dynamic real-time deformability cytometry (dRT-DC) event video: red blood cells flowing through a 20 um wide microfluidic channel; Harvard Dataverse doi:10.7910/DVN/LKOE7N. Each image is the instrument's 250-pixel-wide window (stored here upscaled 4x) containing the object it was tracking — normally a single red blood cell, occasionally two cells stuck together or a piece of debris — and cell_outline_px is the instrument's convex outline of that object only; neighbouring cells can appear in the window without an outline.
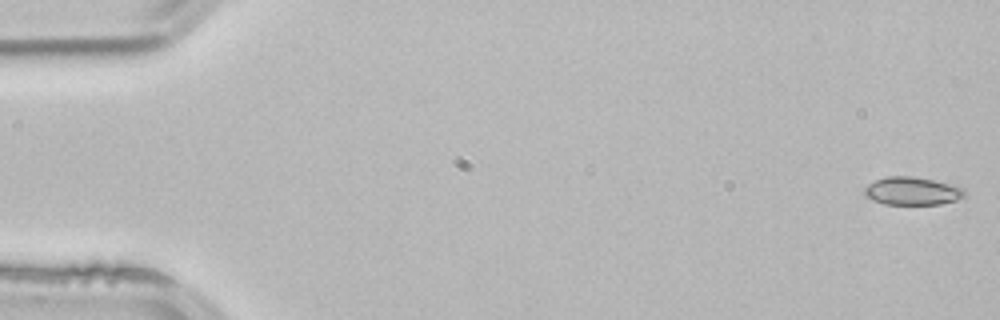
{"species": "common noctule bat (a hibernating species)", "species_latin": "Nyctalus noctula", "temperature_condition": "room temperature", "stored_images_in_passage": 52, "camera_frame_rate_fps": 3000, "um_per_image_px": 0.085, "animal": {"sex": "male", "body_mass_g": 21.5, "forearm_length_mm": 52.0}, "frame": {"image": 1, "passage_image": 1, "time_ms": 0.0, "image_size_px": [1000, 320], "cell_outline_px": [[968, 196], [956, 200], [940, 204], [884, 204], [872, 200], [864, 196], [864, 188], [868, 184], [876, 180], [888, 176], [912, 176], [932, 180], [964, 188], [968, 192]], "centroid_in_image_um": [77.55, 16.24], "position_along_channel_um": 7.4, "area_um2": 16.42}}
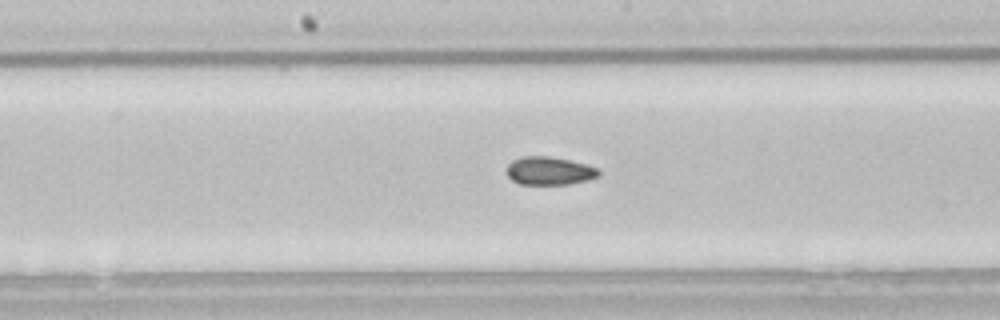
{"frame": {"image": 2, "passage_image": 27, "time_ms": 8.667, "image_size_px": [1000, 320], "cell_outline_px": [[600, 176], [588, 180], [568, 184], [520, 184], [512, 180], [508, 176], [508, 164], [512, 160], [524, 156], [548, 156], [588, 164], [596, 168], [600, 172]], "centroid_in_image_um": [46.71, 14.52], "position_along_channel_um": 201.5, "area_um2": 15.03}}
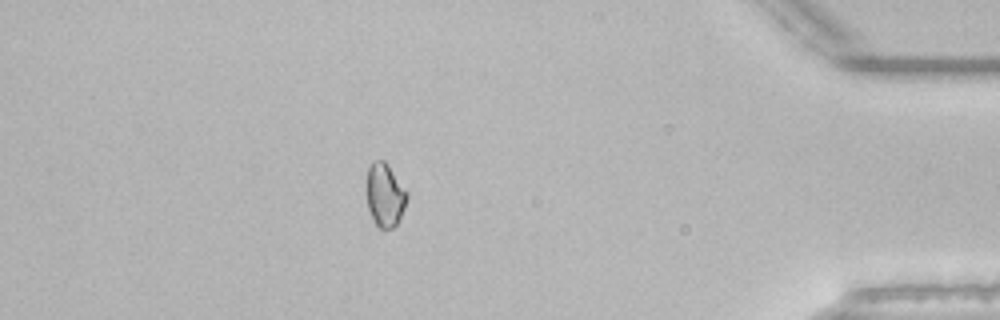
{"frame": {"image": 3, "passage_image": 46, "time_ms": 15.0, "image_size_px": [1000, 320], "cell_outline_px": [[408, 196], [404, 208], [396, 224], [392, 228], [380, 228], [376, 224], [368, 208], [364, 192], [364, 184], [368, 168], [372, 160], [384, 160], [408, 192]], "centroid_in_image_um": [32.66, 16.53], "position_along_channel_um": 402.5, "area_um2": 15.2}, "authors_computed_cell_mechanics": {"area_um2": 15.7216, "velocity_mm_per_s": 3.8774, "shape_relaxation_time_tau1_ms": null, "shape_relaxation_time_tau2_ms": 4.1653, "deformation_change_tau1": null, "deformation_change_tau2": 0.0721}}